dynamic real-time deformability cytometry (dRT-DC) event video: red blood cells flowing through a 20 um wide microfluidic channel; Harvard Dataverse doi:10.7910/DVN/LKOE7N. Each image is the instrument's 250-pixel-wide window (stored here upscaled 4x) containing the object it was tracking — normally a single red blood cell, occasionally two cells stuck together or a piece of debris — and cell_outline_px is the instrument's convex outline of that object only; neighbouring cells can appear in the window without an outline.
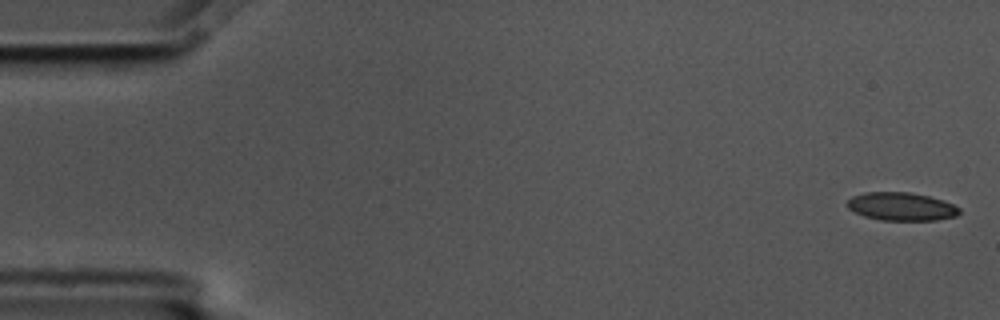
{"species": "common noctule bat (a hibernating species)", "species_latin": "Nyctalus noctula", "temperature_condition": "cold", "stored_images_in_passage": 4, "camera_frame_rate_fps": 3000, "um_per_image_px": 0.085, "animal": {"sex": "male", "body_mass_g": 17.5, "forearm_length_mm": 52.3}, "frame": {"image": 1, "passage_image": 1, "time_ms": 0.0, "image_size_px": [1000, 320], "cell_outline_px": [[960, 212], [956, 216], [936, 220], [880, 220], [864, 216], [848, 208], [844, 204], [852, 196], [864, 192], [908, 192], [928, 196], [944, 200], [960, 208]], "centroid_in_image_um": [76.59, 17.55], "position_along_channel_um": 8.4, "area_um2": 18.44}}
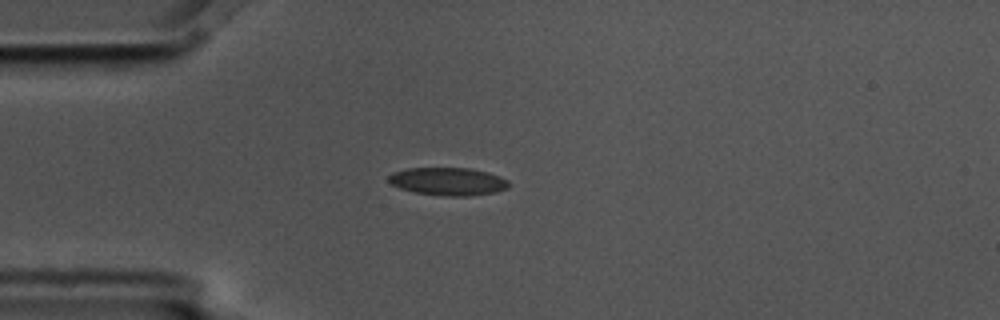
{"frame": {"image": 2, "passage_image": 4, "time_ms": 1.0, "image_size_px": [1000, 320], "cell_outline_px": [[508, 188], [496, 192], [468, 196], [444, 196], [416, 192], [400, 188], [392, 184], [388, 180], [388, 176], [392, 172], [408, 168], [468, 168], [488, 172], [500, 176], [508, 180]], "centroid_in_image_um": [38.09, 15.42], "position_along_channel_um": 46.9, "area_um2": 19.48}}